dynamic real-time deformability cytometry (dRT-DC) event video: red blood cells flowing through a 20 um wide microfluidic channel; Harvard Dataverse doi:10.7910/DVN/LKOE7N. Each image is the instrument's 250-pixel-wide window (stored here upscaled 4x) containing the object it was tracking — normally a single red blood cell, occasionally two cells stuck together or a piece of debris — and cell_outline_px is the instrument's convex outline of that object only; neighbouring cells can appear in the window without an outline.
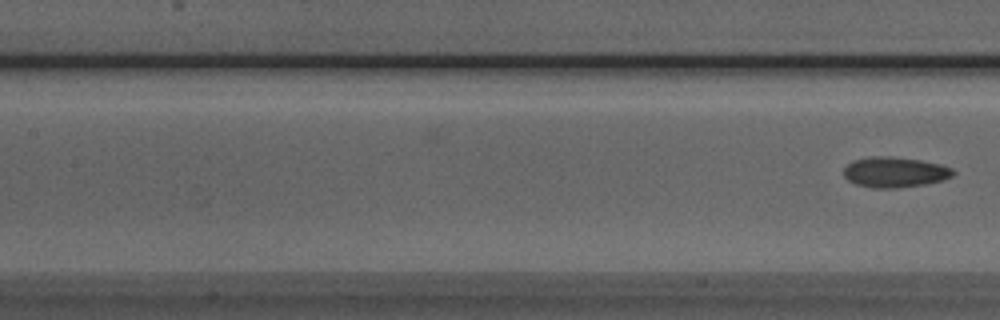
{"species": "Egyptian fruit bat (a non-hibernating species)", "species_latin": "Rousettus aegyptiacus", "temperature_condition": "room temperature", "stored_images_in_passage": 4, "camera_frame_rate_fps": 3000, "um_per_image_px": 0.085, "animal": {"sex": "male"}, "frame": {"image": 1, "passage_image": 4, "time_ms": 4.333, "image_size_px": [1000, 320], "cell_outline_px": [[956, 172], [952, 176], [944, 180], [924, 184], [896, 188], [872, 188], [856, 184], [848, 180], [844, 176], [844, 168], [852, 160], [872, 156], [892, 156], [920, 160], [940, 164], [952, 168]], "centroid_in_image_um": [76.06, 14.63], "position_along_channel_um": 131.3, "area_um2": 19.48}}